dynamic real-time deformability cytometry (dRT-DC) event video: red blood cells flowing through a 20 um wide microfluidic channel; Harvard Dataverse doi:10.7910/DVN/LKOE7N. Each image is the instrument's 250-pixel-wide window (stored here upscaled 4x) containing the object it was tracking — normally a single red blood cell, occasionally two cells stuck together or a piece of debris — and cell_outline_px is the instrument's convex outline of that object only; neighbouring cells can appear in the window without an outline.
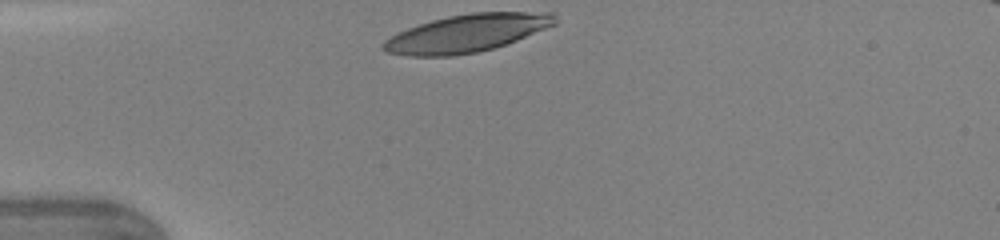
{"species": "human", "species_latin": "Homo sapiens", "temperature_condition": "warm", "stored_images_in_passage": 27, "camera_frame_rate_fps": 3000, "um_per_image_px": 0.085, "donor": {"sex": "female"}, "frame": {"image": 1, "passage_image": 1, "time_ms": 0.0, "image_size_px": [1000, 240], "cell_outline_px": [[560, 20], [556, 24], [516, 40], [492, 48], [476, 52], [452, 56], [408, 56], [388, 52], [380, 48], [380, 44], [384, 40], [396, 32], [432, 20], [448, 16], [472, 12], [556, 12]], "centroid_in_image_um": [39.68, 2.81], "position_along_channel_um": 45.3, "area_um2": 37.8}, "authors_computed_cell_mechanics": {"area_um2": 38.8994, "velocity_mm_per_s": 4.3289, "shape_relaxation_time_tau1_ms": 3.7943, "shape_relaxation_time_tau2_ms": 1.3059, "deformation_change_tau1": 0.1938, "deformation_change_tau2": 0.0596}}